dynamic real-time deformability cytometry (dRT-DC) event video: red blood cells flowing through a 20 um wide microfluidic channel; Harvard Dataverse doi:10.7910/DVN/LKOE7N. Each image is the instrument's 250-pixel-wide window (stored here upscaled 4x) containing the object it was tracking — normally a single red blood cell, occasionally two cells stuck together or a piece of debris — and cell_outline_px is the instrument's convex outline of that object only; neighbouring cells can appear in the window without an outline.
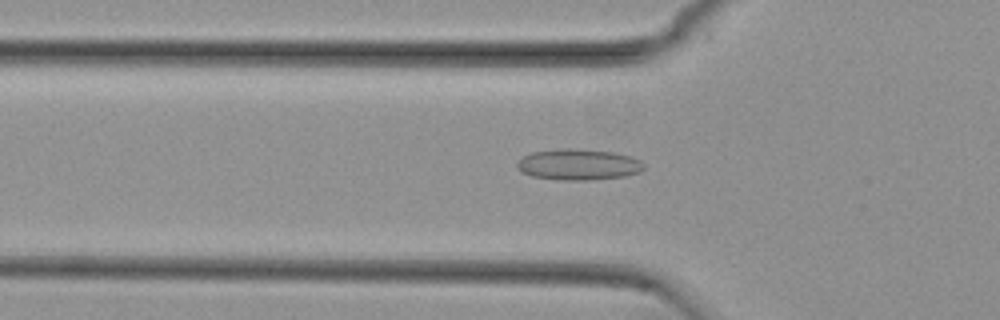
{"species": "common noctule bat (a hibernating species)", "species_latin": "Nyctalus noctula", "temperature_condition": "cold", "stored_images_in_passage": 44, "camera_frame_rate_fps": 3000, "um_per_image_px": 0.085, "animal": {"sex": "female", "body_mass_g": 29.2, "forearm_length_mm": 56.3}, "frame": {"image": 1, "passage_image": 10, "time_ms": 3.0, "image_size_px": [1000, 320], "cell_outline_px": [[644, 168], [640, 172], [624, 176], [588, 180], [560, 180], [532, 176], [520, 172], [516, 168], [516, 164], [524, 156], [532, 152], [560, 148], [572, 148], [616, 152], [640, 160], [644, 164]], "centroid_in_image_um": [49.15, 13.98], "position_along_channel_um": 76.7, "area_um2": 23.0}}
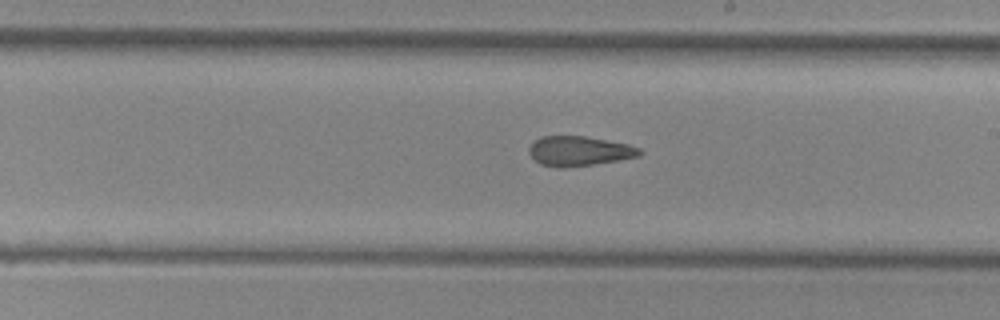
{"frame": {"image": 2, "passage_image": 23, "time_ms": 7.333, "image_size_px": [1000, 320], "cell_outline_px": [[644, 152], [640, 156], [620, 160], [564, 168], [556, 168], [540, 164], [528, 152], [528, 148], [540, 136], [584, 136], [628, 144], [640, 148]], "centroid_in_image_um": [49.24, 12.84], "position_along_channel_um": 239.8, "area_um2": 19.19}}
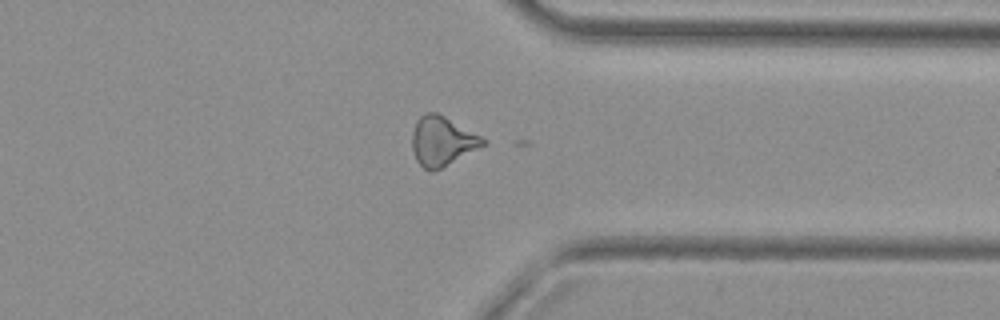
{"frame": {"image": 3, "passage_image": 34, "time_ms": 11.0, "image_size_px": [1000, 320], "cell_outline_px": [[488, 144], [432, 172], [424, 168], [416, 160], [412, 148], [412, 132], [416, 120], [420, 116], [428, 112], [436, 112], [444, 116], [488, 140]], "centroid_in_image_um": [37.59, 11.99], "position_along_channel_um": 373.8, "area_um2": 20.29}, "authors_computed_cell_mechanics": {"area_um2": 20.0277, "velocity_mm_per_s": 3.7519, "shape_relaxation_time_tau1_ms": null, "shape_relaxation_time_tau2_ms": 2.7327, "deformation_change_tau1": null, "deformation_change_tau2": 0.1069}}